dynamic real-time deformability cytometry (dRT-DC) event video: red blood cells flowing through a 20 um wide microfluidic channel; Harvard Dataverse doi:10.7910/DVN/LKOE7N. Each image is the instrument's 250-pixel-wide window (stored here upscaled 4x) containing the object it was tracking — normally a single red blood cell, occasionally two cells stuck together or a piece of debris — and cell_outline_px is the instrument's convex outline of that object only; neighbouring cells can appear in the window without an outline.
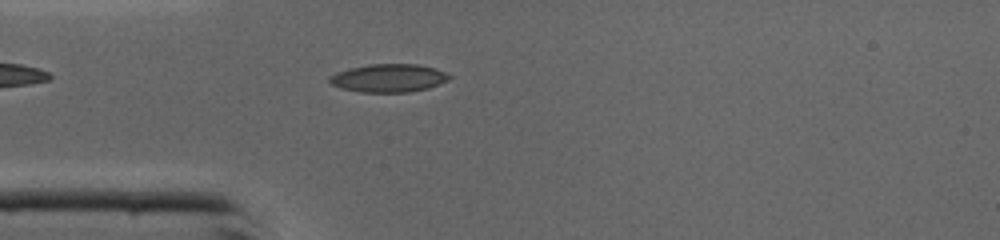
{"species": "common noctule bat (a hibernating species)", "species_latin": "Nyctalus noctula", "temperature_condition": "cold", "stored_images_in_passage": 45, "camera_frame_rate_fps": 3000, "um_per_image_px": 0.085, "animal": {"sex": "male", "body_mass_g": 19.0, "forearm_length_mm": 50.8}, "frame": {"image": 1, "passage_image": 12, "time_ms": 3.667, "image_size_px": [1000, 240], "cell_outline_px": [[452, 76], [448, 80], [428, 88], [408, 92], [360, 92], [340, 88], [332, 84], [328, 80], [328, 76], [336, 72], [348, 68], [368, 64], [416, 64], [436, 68], [448, 72]], "centroid_in_image_um": [33.03, 6.62], "position_along_channel_um": 52.0, "area_um2": 19.83}}
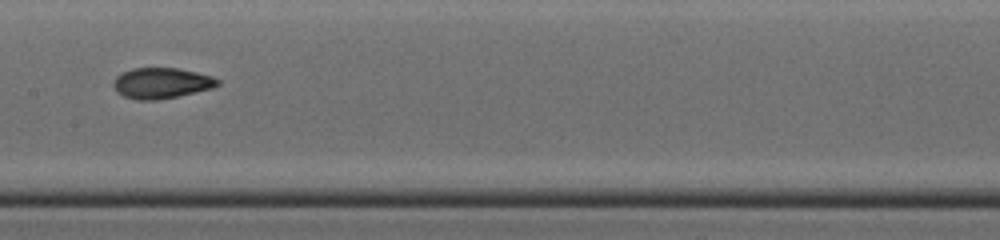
{"frame": {"image": 2, "passage_image": 22, "time_ms": 7.0, "image_size_px": [1000, 240], "cell_outline_px": [[220, 84], [212, 88], [176, 96], [156, 100], [136, 100], [124, 96], [112, 84], [112, 80], [120, 72], [132, 68], [176, 68], [196, 72], [212, 76], [220, 80]], "centroid_in_image_um": [13.7, 7.05], "position_along_channel_um": 193.7, "area_um2": 18.55}}
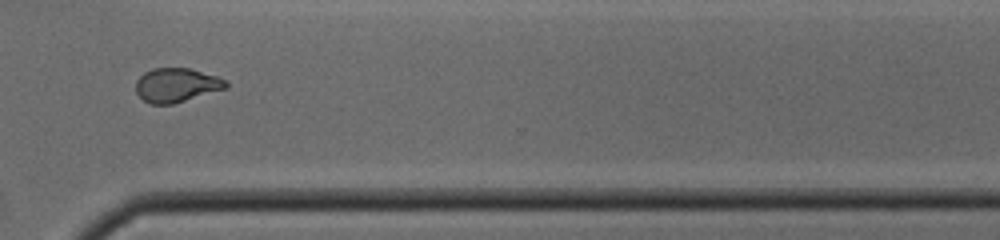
{"frame": {"image": 3, "passage_image": 33, "time_ms": 10.667, "image_size_px": [1000, 240], "cell_outline_px": [[228, 88], [172, 104], [152, 104], [144, 100], [136, 92], [136, 80], [144, 72], [152, 68], [188, 68], [216, 76], [228, 80]], "centroid_in_image_um": [15.01, 7.23], "position_along_channel_um": 355.6, "area_um2": 17.86}, "authors_computed_cell_mechanics": {"area_um2": 18.3226, "velocity_mm_per_s": 4.4001, "shape_relaxation_time_tau1_ms": null, "shape_relaxation_time_tau2_ms": 1.5475, "deformation_change_tau1": null, "deformation_change_tau2": 0.0731}}